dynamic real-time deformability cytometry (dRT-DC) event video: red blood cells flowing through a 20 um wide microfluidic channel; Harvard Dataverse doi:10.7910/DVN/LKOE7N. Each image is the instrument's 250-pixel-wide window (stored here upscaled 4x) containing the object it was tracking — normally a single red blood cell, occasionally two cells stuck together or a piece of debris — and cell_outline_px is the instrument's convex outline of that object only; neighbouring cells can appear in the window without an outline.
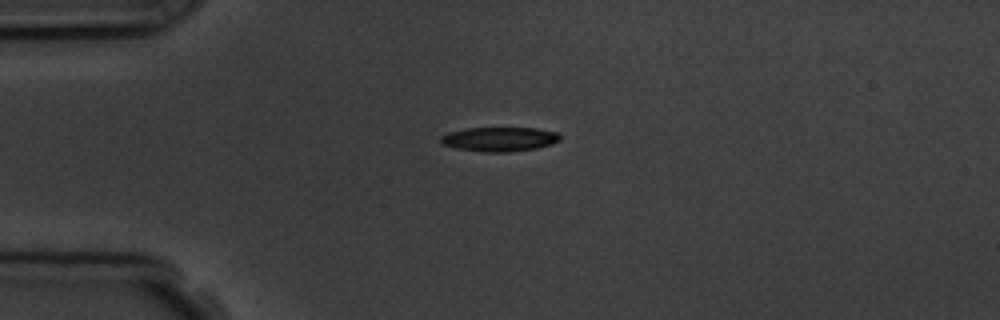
{"species": "common noctule bat (a hibernating species)", "species_latin": "Nyctalus noctula", "temperature_condition": "room temperature", "stored_images_in_passage": 15, "camera_frame_rate_fps": 3000, "um_per_image_px": 0.085, "animal": {"sex": "male", "body_mass_g": 19.5, "forearm_length_mm": 54.6}, "frame": {"image": 1, "passage_image": 3, "time_ms": 3.333, "image_size_px": [1000, 320], "cell_outline_px": [[560, 140], [552, 144], [536, 148], [508, 152], [484, 152], [456, 148], [440, 144], [440, 136], [448, 132], [464, 128], [536, 128], [556, 132], [560, 136]], "centroid_in_image_um": [42.41, 11.83], "position_along_channel_um": 42.6, "area_um2": 16.99}}
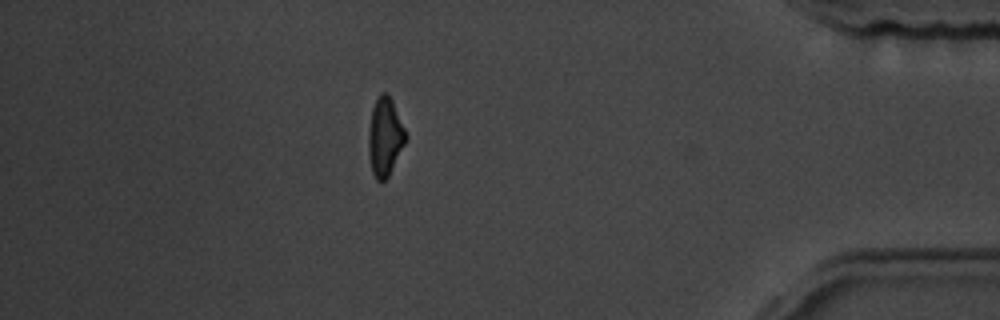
{"frame": {"image": 2, "passage_image": 13, "time_ms": 14.667, "image_size_px": [1000, 320], "cell_outline_px": [[408, 136], [388, 176], [384, 180], [376, 180], [372, 172], [368, 152], [368, 132], [372, 108], [380, 92], [388, 92], [392, 100]], "centroid_in_image_um": [32.71, 11.59], "position_along_channel_um": 402.5, "area_um2": 16.88}, "authors_computed_cell_mechanics": {"area_um2": 16.9932, "velocity_mm_per_s": 3.7715, "shape_relaxation_time_tau1_ms": 2.2418, "shape_relaxation_time_tau2_ms": 3.3101, "deformation_change_tau1": 0.1029, "deformation_change_tau2": 0.0967}}